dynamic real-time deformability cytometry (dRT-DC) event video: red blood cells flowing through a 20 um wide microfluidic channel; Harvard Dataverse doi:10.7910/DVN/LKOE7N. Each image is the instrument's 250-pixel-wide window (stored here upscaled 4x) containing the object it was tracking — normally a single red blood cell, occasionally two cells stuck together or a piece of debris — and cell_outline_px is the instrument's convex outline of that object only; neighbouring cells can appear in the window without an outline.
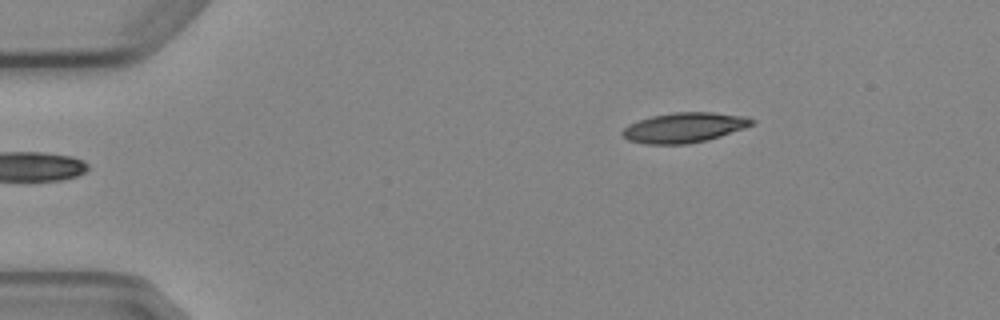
{"species": "Egyptian fruit bat (a non-hibernating species)", "species_latin": "Rousettus aegyptiacus", "temperature_condition": "cold", "stored_images_in_passage": 3, "camera_frame_rate_fps": 3000, "um_per_image_px": 0.085, "animal": {"sex": "female"}, "frame": {"image": 1, "passage_image": 3, "time_ms": 2.333, "image_size_px": [1000, 320], "cell_outline_px": [[756, 124], [708, 140], [688, 144], [644, 144], [628, 140], [620, 132], [628, 124], [652, 116], [672, 112], [712, 112], [748, 116], [756, 120]], "centroid_in_image_um": [58.19, 10.84], "position_along_channel_um": 26.8, "area_um2": 22.83}}